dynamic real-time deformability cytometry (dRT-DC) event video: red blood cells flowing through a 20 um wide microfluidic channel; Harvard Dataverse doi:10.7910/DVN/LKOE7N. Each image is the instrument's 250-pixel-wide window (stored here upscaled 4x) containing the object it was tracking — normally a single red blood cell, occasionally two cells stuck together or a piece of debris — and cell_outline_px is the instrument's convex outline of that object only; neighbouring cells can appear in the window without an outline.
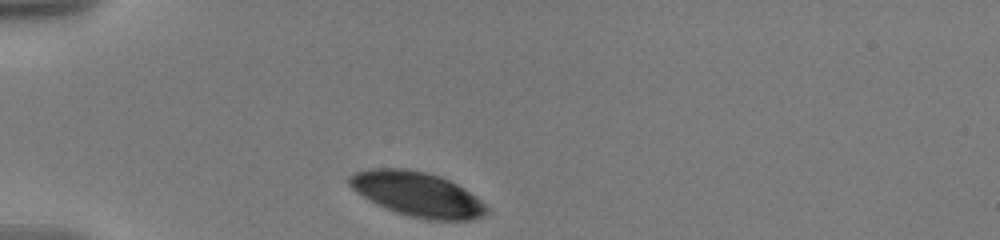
{"species": "human", "species_latin": "Homo sapiens", "temperature_condition": "warm", "stored_images_in_passage": 32, "camera_frame_rate_fps": 3000, "um_per_image_px": 0.085, "donor": {"sex": "male"}, "frame": {"image": 1, "passage_image": 1, "time_ms": 0.0, "image_size_px": [1000, 240], "cell_outline_px": [[488, 212], [484, 216], [472, 220], [428, 220], [396, 212], [384, 208], [376, 204], [356, 192], [348, 184], [348, 176], [356, 172], [372, 168], [404, 168], [428, 172], [440, 176], [464, 188], [476, 196], [488, 208]], "centroid_in_image_um": [35.47, 16.5], "position_along_channel_um": 49.5, "area_um2": 35.72}}
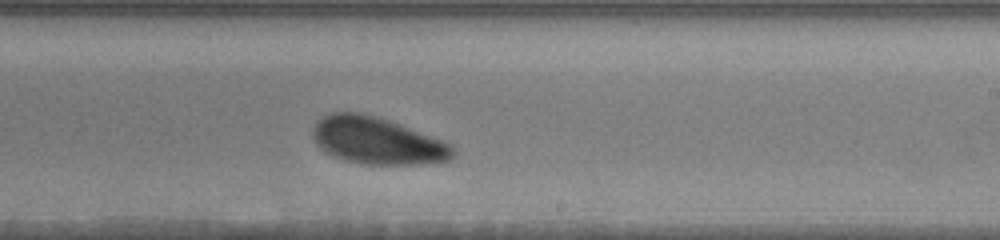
{"frame": {"image": 2, "passage_image": 19, "time_ms": 6.667, "image_size_px": [1000, 240], "cell_outline_px": [[456, 152], [448, 160], [424, 164], [360, 164], [344, 160], [332, 156], [324, 152], [316, 144], [312, 136], [312, 128], [316, 120], [328, 112], [360, 112], [376, 116], [388, 120], [440, 140], [448, 144]], "centroid_in_image_um": [31.95, 11.96], "position_along_channel_um": 257.0, "area_um2": 38.32}}
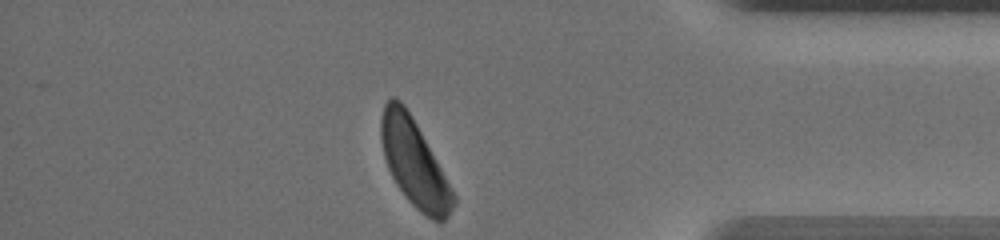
{"frame": {"image": 3, "passage_image": 32, "time_ms": 11.333, "image_size_px": [1000, 240], "cell_outline_px": [[456, 204], [448, 216], [444, 220], [432, 220], [416, 208], [408, 200], [396, 184], [388, 168], [384, 156], [380, 140], [380, 120], [384, 104], [392, 96], [396, 96], [404, 104], [416, 124], [456, 196]], "centroid_in_image_um": [35.19, 13.84], "position_along_channel_um": 400.0, "area_um2": 36.13}, "authors_computed_cell_mechanics": {"area_um2": 38.437, "velocity_mm_per_s": 3.518, "shape_relaxation_time_tau1_ms": 2.6168, "shape_relaxation_time_tau2_ms": null, "deformation_change_tau1": 0.0919, "deformation_change_tau2": null}}